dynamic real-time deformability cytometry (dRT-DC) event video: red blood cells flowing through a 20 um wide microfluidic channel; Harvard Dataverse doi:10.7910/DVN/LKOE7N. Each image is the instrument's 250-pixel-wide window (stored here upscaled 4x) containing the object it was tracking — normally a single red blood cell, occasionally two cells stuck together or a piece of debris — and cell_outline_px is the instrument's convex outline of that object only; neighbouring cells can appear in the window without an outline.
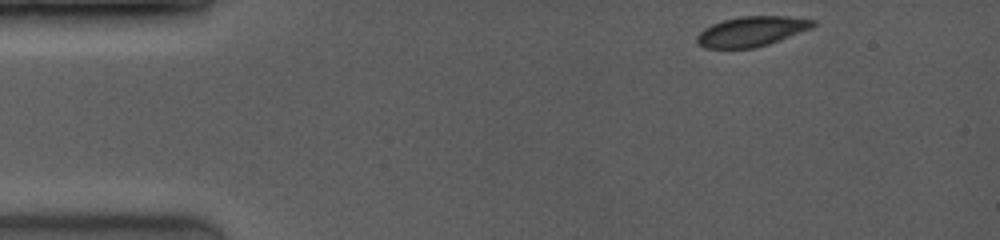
{"species": "common noctule bat (a hibernating species)", "species_latin": "Nyctalus noctula", "temperature_condition": "room temperature", "stored_images_in_passage": 51, "camera_frame_rate_fps": 3500, "um_per_image_px": 0.085, "animal": {"sex": "female", "body_mass_g": 19.0, "forearm_length_mm": 53.3}, "frame": {"image": 1, "passage_image": 1, "time_ms": 0.0, "image_size_px": [1000, 240], "cell_outline_px": [[816, 24], [812, 28], [780, 40], [756, 48], [704, 48], [696, 40], [696, 36], [704, 28], [712, 24], [724, 20], [740, 16], [788, 16], [816, 20]], "centroid_in_image_um": [63.9, 2.66], "position_along_channel_um": 21.1, "area_um2": 20.29}}
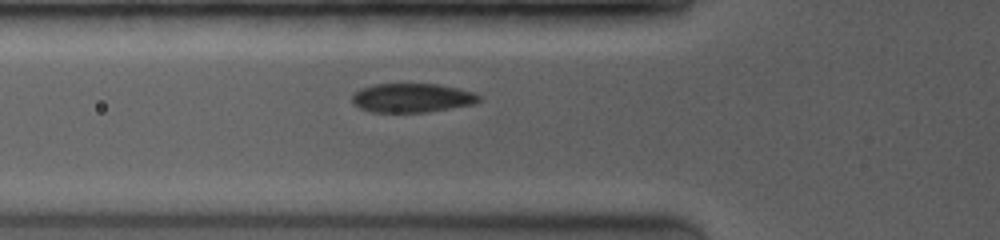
{"frame": {"image": 2, "passage_image": 17, "time_ms": 3.714, "image_size_px": [1000, 240], "cell_outline_px": [[480, 100], [476, 104], [428, 112], [372, 112], [360, 108], [352, 100], [352, 96], [356, 92], [364, 88], [376, 84], [436, 84], [456, 88], [472, 92], [480, 96]], "centroid_in_image_um": [35.06, 8.33], "position_along_channel_um": 90.7, "area_um2": 21.21}}
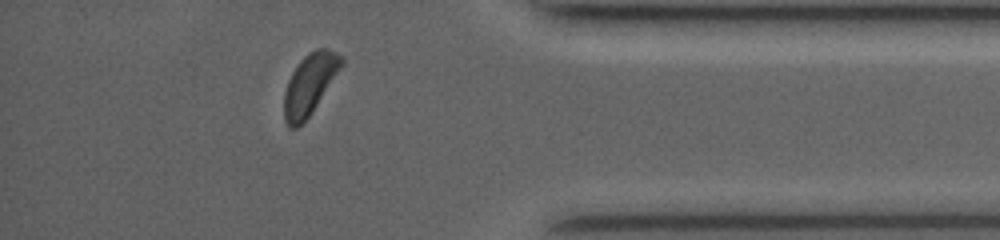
{"frame": {"image": 3, "passage_image": 45, "time_ms": 11.714, "image_size_px": [1000, 240], "cell_outline_px": [[344, 64], [312, 112], [296, 128], [288, 128], [284, 120], [284, 92], [288, 80], [292, 72], [300, 60], [308, 52], [316, 48], [324, 48], [336, 52], [344, 60]], "centroid_in_image_um": [26.31, 7.15], "position_along_channel_um": 408.9, "area_um2": 20.23}, "authors_computed_cell_mechanics": {"area_um2": 21.2126, "velocity_mm_per_s": 4.132, "shape_relaxation_time_tau1_ms": 1.087, "shape_relaxation_time_tau2_ms": null, "deformation_change_tau1": 0.0819, "deformation_change_tau2": null}}